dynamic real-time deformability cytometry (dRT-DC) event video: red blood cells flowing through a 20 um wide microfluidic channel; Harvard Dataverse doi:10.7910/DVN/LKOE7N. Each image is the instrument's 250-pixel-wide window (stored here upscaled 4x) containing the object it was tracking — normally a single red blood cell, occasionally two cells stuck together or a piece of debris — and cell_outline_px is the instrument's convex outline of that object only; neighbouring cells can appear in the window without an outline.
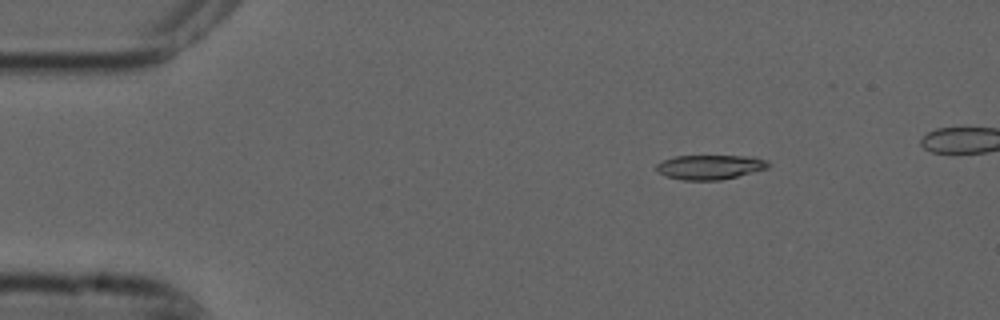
{"species": "common noctule bat (a hibernating species)", "species_latin": "Nyctalus noctula", "temperature_condition": "cold", "stored_images_in_passage": 4, "camera_frame_rate_fps": 3000, "um_per_image_px": 0.085, "animal": {"sex": "male", "forearm_length_mm": 52.5}, "frame": {"image": 1, "passage_image": 1, "time_ms": 0.0, "image_size_px": [1000, 320], "cell_outline_px": [[772, 164], [768, 168], [720, 180], [680, 180], [664, 176], [656, 168], [656, 164], [664, 160], [676, 156], [756, 156], [768, 160]], "centroid_in_image_um": [60.38, 14.19], "position_along_channel_um": 24.6, "area_um2": 16.07}}